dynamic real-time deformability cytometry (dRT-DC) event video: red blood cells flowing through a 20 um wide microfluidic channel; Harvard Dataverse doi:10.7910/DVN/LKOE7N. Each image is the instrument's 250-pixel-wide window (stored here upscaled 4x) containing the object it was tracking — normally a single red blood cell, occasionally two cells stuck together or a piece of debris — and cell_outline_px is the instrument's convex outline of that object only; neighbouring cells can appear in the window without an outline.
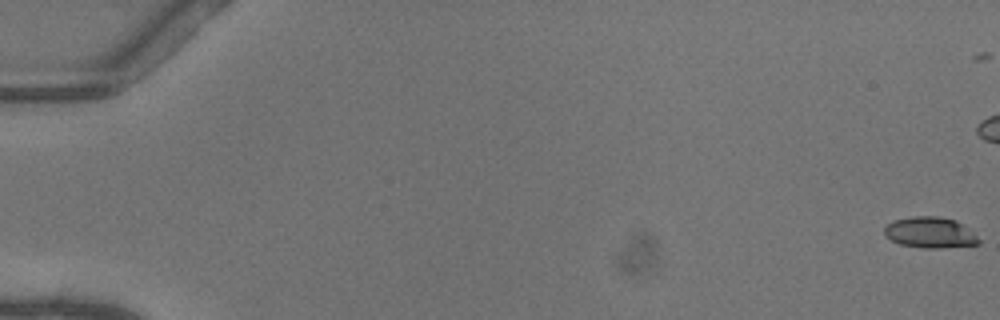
{"species": "common noctule bat (a hibernating species)", "species_latin": "Nyctalus noctula", "temperature_condition": "warm", "stored_images_in_passage": 42, "camera_frame_rate_fps": 3000, "um_per_image_px": 0.085, "animal": {"sex": "female"}, "frame": {"image": 1, "passage_image": 1, "time_ms": 0.0, "image_size_px": [1000, 320], "cell_outline_px": [[980, 244], [940, 248], [920, 248], [900, 244], [884, 236], [884, 228], [892, 220], [912, 216], [940, 216], [956, 220], [976, 236], [980, 240]], "centroid_in_image_um": [79.02, 19.76], "position_along_channel_um": 6.0, "area_um2": 17.05}}
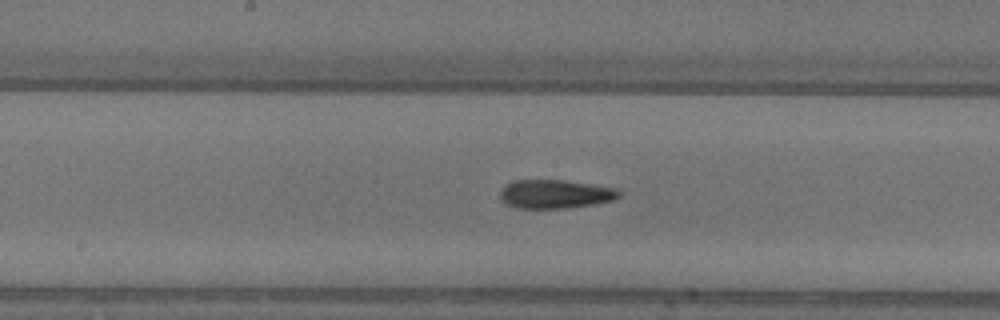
{"frame": {"image": 2, "passage_image": 29, "time_ms": 9.333, "image_size_px": [1000, 320], "cell_outline_px": [[620, 196], [612, 200], [592, 204], [568, 208], [516, 208], [500, 200], [500, 188], [504, 184], [512, 180], [560, 180], [616, 188], [620, 192]], "centroid_in_image_um": [47.11, 16.49], "position_along_channel_um": 201.1, "area_um2": 19.83}}
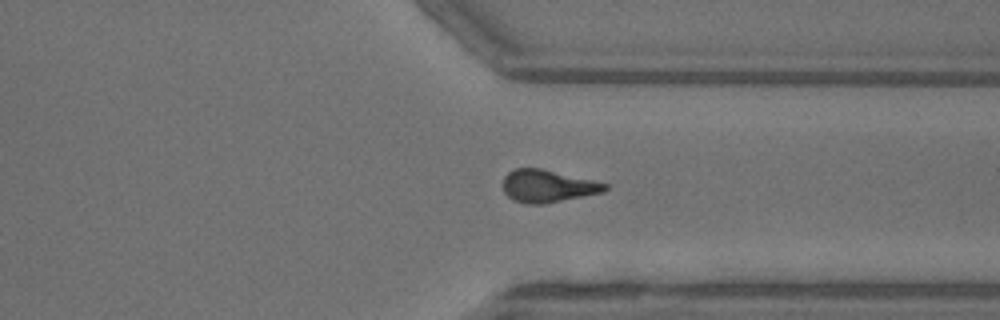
{"frame": {"image": 3, "passage_image": 41, "time_ms": 13.333, "image_size_px": [1000, 320], "cell_outline_px": [[608, 188], [604, 192], [544, 204], [528, 204], [512, 200], [504, 192], [504, 176], [508, 172], [516, 168], [540, 168], [592, 180], [608, 184]], "centroid_in_image_um": [46.54, 15.82], "position_along_channel_um": 364.9, "area_um2": 19.19}}